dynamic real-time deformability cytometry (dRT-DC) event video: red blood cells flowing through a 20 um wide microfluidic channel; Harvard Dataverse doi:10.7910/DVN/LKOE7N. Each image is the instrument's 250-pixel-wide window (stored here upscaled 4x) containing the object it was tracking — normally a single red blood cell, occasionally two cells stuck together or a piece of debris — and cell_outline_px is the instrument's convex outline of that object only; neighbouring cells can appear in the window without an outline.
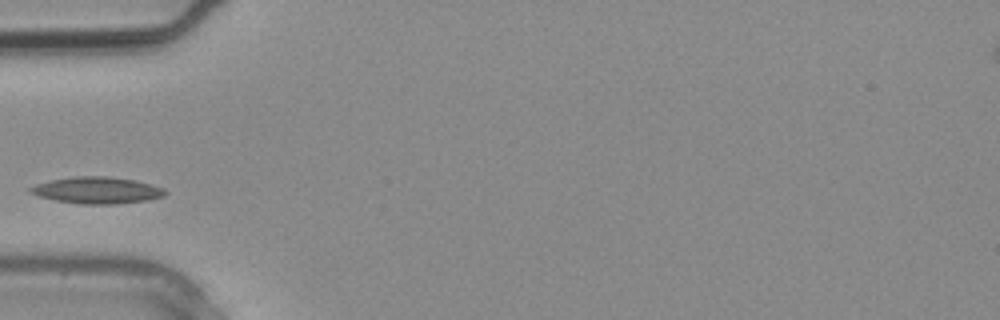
{"species": "common noctule bat (a hibernating species)", "species_latin": "Nyctalus noctula", "temperature_condition": "warm", "stored_images_in_passage": 1, "camera_frame_rate_fps": 3000, "um_per_image_px": 0.085, "animal": {"sex": "male", "body_mass_g": 20.4}, "frame": {"image": 1, "passage_image": 1, "time_ms": 0.0, "image_size_px": [1000, 320], "cell_outline_px": [[168, 192], [164, 196], [148, 200], [116, 204], [80, 204], [56, 200], [40, 196], [28, 192], [28, 188], [36, 184], [52, 180], [76, 176], [108, 176], [136, 180], [152, 184], [164, 188]], "centroid_in_image_um": [8.29, 16.17], "position_along_channel_um": 76.7, "area_um2": 20.98}}